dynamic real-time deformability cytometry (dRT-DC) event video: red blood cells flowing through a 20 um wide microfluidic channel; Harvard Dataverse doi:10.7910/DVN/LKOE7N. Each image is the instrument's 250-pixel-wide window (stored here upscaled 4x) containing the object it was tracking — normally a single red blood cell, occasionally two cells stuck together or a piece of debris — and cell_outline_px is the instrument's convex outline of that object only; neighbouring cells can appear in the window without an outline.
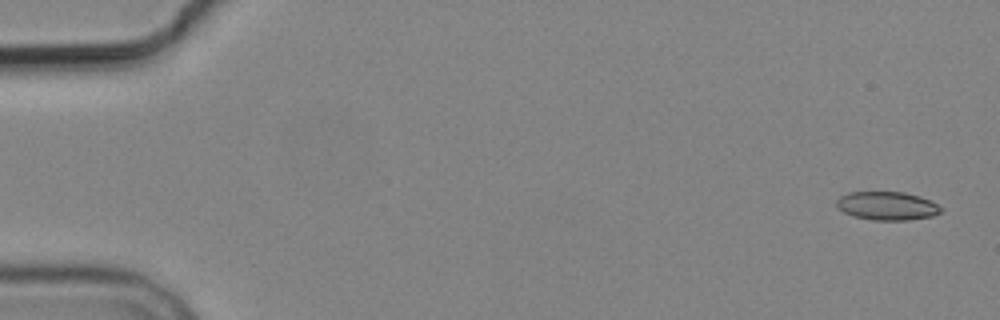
{"species": "common noctule bat (a hibernating species)", "species_latin": "Nyctalus noctula", "temperature_condition": "cold", "stored_images_in_passage": 5, "camera_frame_rate_fps": 3000, "um_per_image_px": 0.085, "animal": {"sex": "male", "body_mass_g": 19.2, "forearm_length_mm": 51.8}, "frame": {"image": 1, "passage_image": 1, "time_ms": 0.0, "image_size_px": [1000, 320], "cell_outline_px": [[944, 208], [940, 212], [932, 216], [908, 220], [872, 220], [852, 216], [844, 212], [836, 204], [836, 200], [840, 196], [848, 192], [904, 192], [920, 196]], "centroid_in_image_um": [75.39, 17.5], "position_along_channel_um": 9.6, "area_um2": 17.28}}
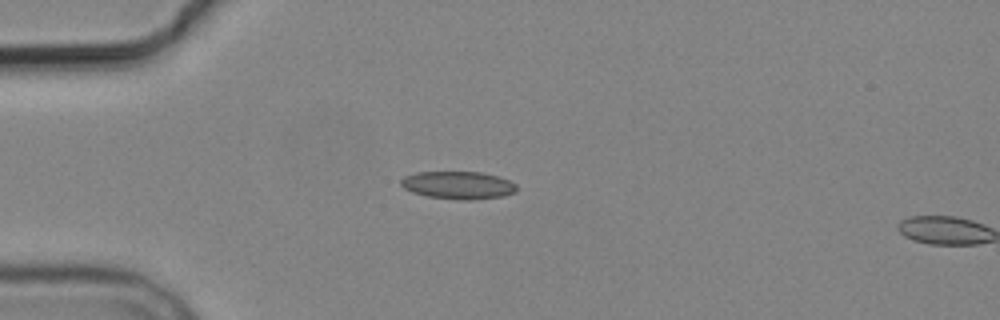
{"frame": {"image": 2, "passage_image": 4, "time_ms": 4.333, "image_size_px": [1000, 320], "cell_outline_px": [[516, 192], [504, 196], [476, 200], [460, 200], [428, 196], [412, 192], [404, 188], [400, 184], [400, 180], [404, 176], [416, 172], [480, 172], [496, 176], [508, 180], [516, 184]], "centroid_in_image_um": [38.94, 15.74], "position_along_channel_um": 46.1, "area_um2": 18.73}}